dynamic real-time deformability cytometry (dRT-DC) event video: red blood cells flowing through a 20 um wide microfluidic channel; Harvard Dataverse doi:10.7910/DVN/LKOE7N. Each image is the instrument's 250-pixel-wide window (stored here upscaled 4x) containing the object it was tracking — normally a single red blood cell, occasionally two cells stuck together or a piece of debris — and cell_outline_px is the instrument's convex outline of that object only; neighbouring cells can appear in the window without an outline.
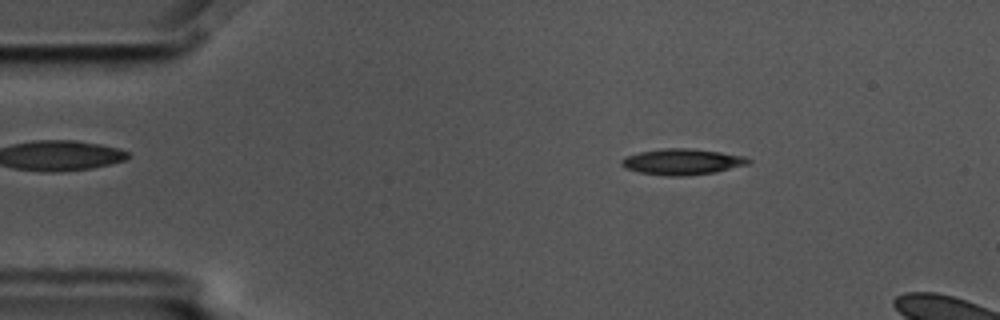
{"species": "common noctule bat (a hibernating species)", "species_latin": "Nyctalus noctula", "temperature_condition": "cold", "stored_images_in_passage": 6, "camera_frame_rate_fps": 3000, "um_per_image_px": 0.085, "animal": {"sex": "male", "body_mass_g": 17.5, "forearm_length_mm": 52.3}, "frame": {"image": 1, "passage_image": 2, "time_ms": 0.333, "image_size_px": [1000, 320], "cell_outline_px": [[752, 160], [748, 164], [716, 172], [680, 176], [672, 176], [640, 172], [624, 168], [620, 164], [620, 160], [628, 156], [640, 152], [664, 148], [688, 148], [720, 152], [748, 156]], "centroid_in_image_um": [58.02, 13.74], "position_along_channel_um": 27.0, "area_um2": 19.07}}
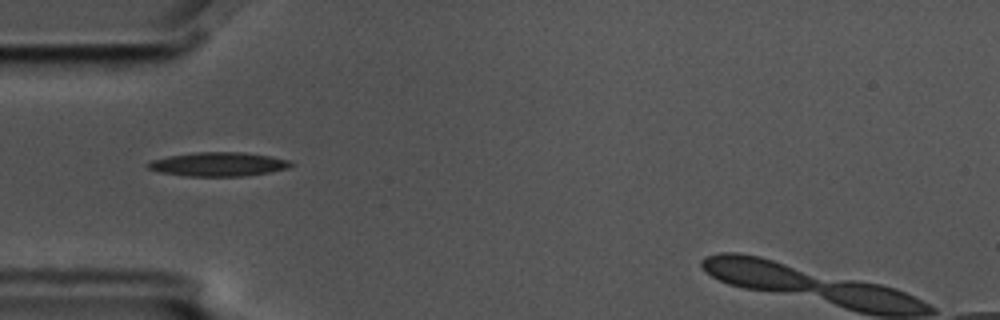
{"frame": {"image": 2, "passage_image": 4, "time_ms": 1.0, "image_size_px": [1000, 320], "cell_outline_px": [[296, 164], [288, 168], [268, 172], [244, 176], [184, 176], [160, 172], [148, 168], [148, 164], [152, 160], [168, 156], [196, 152], [244, 152], [268, 156], [288, 160]], "centroid_in_image_um": [18.57, 13.96], "position_along_channel_um": 66.4, "area_um2": 19.83}}